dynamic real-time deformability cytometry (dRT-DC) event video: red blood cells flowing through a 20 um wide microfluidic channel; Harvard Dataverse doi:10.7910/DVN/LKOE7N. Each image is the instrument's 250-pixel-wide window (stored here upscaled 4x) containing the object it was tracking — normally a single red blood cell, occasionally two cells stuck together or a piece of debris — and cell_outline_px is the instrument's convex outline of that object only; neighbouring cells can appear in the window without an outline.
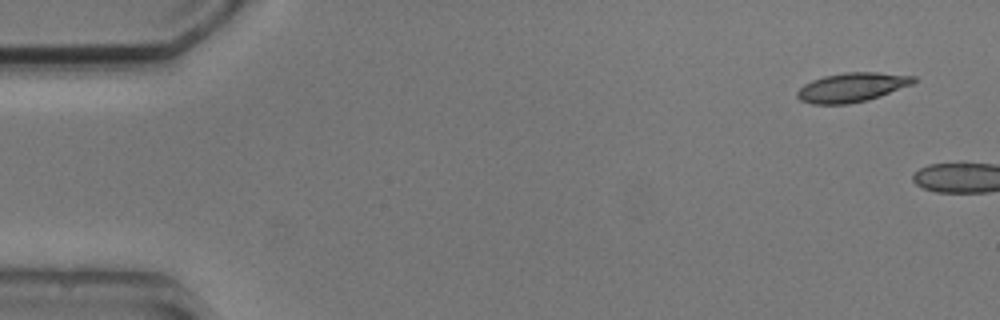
{"species": "common noctule bat (a hibernating species)", "species_latin": "Nyctalus noctula", "temperature_condition": "cold", "stored_images_in_passage": 2, "camera_frame_rate_fps": 3000, "um_per_image_px": 0.085, "animal": {"sex": "male", "body_mass_g": 20.5, "forearm_length_mm": 52.5}, "frame": {"image": 1, "passage_image": 1, "time_ms": 0.0, "image_size_px": [1000, 320], "cell_outline_px": [[916, 80], [912, 84], [880, 96], [868, 100], [848, 104], [812, 104], [800, 100], [796, 96], [796, 92], [804, 84], [812, 80], [824, 76], [844, 72], [880, 72], [916, 76]], "centroid_in_image_um": [72.4, 7.42], "position_along_channel_um": 12.6, "area_um2": 19.88}}